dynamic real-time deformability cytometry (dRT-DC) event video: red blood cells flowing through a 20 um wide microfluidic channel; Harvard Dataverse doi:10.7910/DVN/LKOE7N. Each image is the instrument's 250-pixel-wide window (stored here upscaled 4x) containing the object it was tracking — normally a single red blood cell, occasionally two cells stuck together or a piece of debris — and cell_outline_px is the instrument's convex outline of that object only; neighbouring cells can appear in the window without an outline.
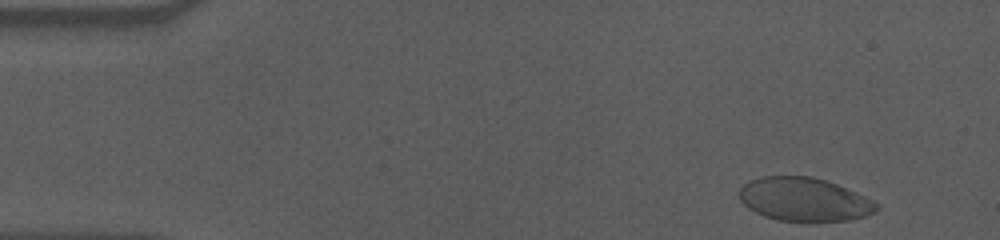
{"species": "human", "species_latin": "Homo sapiens", "temperature_condition": "cold", "stored_images_in_passage": 34, "camera_frame_rate_fps": 3000, "um_per_image_px": 0.085, "donor": {"sex": "male"}, "frame": {"image": 1, "passage_image": 2, "time_ms": 0.333, "image_size_px": [1000, 240], "cell_outline_px": [[880, 208], [876, 212], [864, 216], [848, 220], [776, 220], [764, 216], [748, 208], [740, 200], [740, 188], [744, 184], [760, 176], [812, 176], [836, 184], [856, 192], [880, 204]], "centroid_in_image_um": [68.36, 16.94], "position_along_channel_um": 16.6, "area_um2": 34.45}}
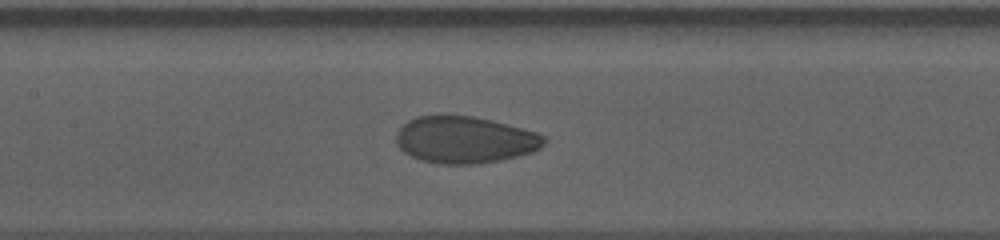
{"frame": {"image": 2, "passage_image": 24, "time_ms": 7.667, "image_size_px": [1000, 240], "cell_outline_px": [[548, 140], [540, 148], [532, 152], [500, 160], [476, 164], [440, 164], [420, 160], [404, 152], [396, 144], [396, 132], [408, 120], [416, 116], [472, 116], [492, 120], [536, 132], [544, 136]], "centroid_in_image_um": [39.5, 11.89], "position_along_channel_um": 167.9, "area_um2": 40.29}}
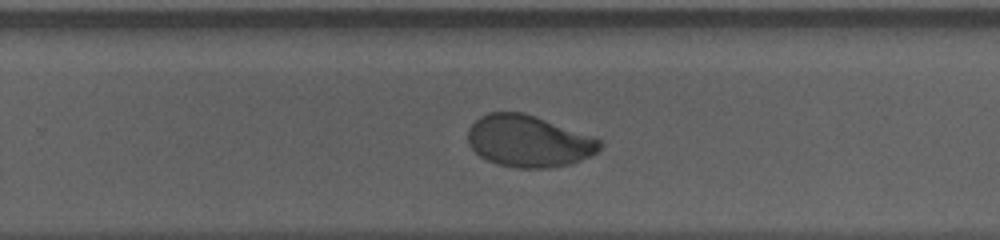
{"frame": {"image": 3, "passage_image": 34, "time_ms": 11.0, "image_size_px": [1000, 240], "cell_outline_px": [[604, 144], [596, 152], [572, 164], [548, 168], [516, 168], [496, 164], [480, 156], [468, 144], [468, 128], [480, 116], [488, 112], [524, 112], [596, 136]], "centroid_in_image_um": [44.95, 11.99], "position_along_channel_um": 284.8, "area_um2": 40.17}}